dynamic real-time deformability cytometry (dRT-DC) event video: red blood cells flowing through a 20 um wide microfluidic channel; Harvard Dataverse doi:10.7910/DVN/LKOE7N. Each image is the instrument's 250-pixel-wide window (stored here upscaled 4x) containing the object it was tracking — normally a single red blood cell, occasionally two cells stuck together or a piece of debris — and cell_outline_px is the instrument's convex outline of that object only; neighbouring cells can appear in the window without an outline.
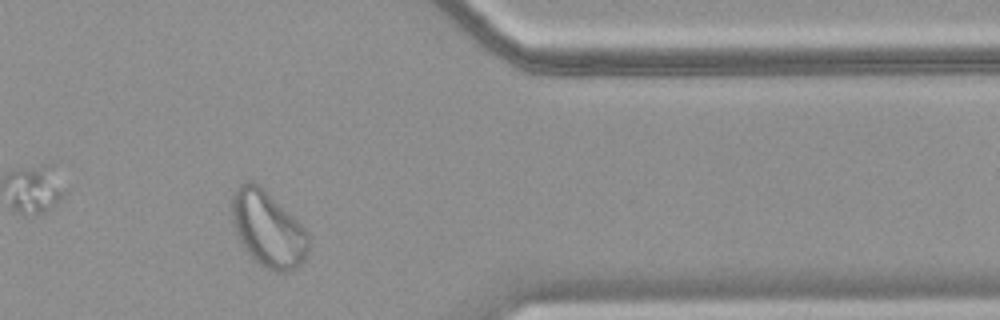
{"species": "common noctule bat (a hibernating species)", "species_latin": "Nyctalus noctula", "temperature_condition": "warm", "stored_images_in_passage": 34, "camera_frame_rate_fps": 3000, "um_per_image_px": 0.085, "animal": {"sex": "female", "body_mass_g": 18.4}, "frame": {"image": 1, "passage_image": 29, "time_ms": 9.333, "image_size_px": [1000, 320], "cell_outline_px": [[308, 248], [304, 260], [296, 268], [284, 272], [272, 272], [264, 268], [252, 260], [244, 248], [236, 232], [232, 220], [232, 196], [248, 180], [252, 180], [260, 184], [308, 232]], "centroid_in_image_um": [22.77, 19.51], "position_along_channel_um": 388.6, "area_um2": 33.58}}